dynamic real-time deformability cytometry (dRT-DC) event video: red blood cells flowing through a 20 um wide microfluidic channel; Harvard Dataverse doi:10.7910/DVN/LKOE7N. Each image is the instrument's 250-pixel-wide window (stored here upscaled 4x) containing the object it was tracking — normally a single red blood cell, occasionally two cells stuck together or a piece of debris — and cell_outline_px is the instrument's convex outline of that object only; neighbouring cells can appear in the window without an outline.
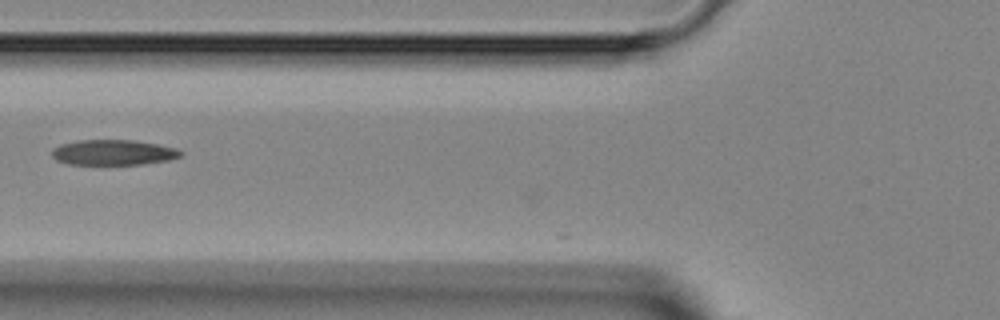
{"species": "Egyptian fruit bat (a non-hibernating species)", "species_latin": "Rousettus aegyptiacus", "temperature_condition": "room temperature", "stored_images_in_passage": 26, "camera_frame_rate_fps": 3000, "um_per_image_px": 0.085, "animal": {"sex": "female"}, "frame": {"image": 1, "passage_image": 2, "time_ms": 0.333, "image_size_px": [1000, 320], "cell_outline_px": [[184, 156], [168, 160], [140, 164], [68, 164], [56, 160], [52, 156], [52, 148], [60, 144], [80, 140], [132, 140], [156, 144], [176, 148], [184, 152]], "centroid_in_image_um": [9.63, 12.95], "position_along_channel_um": 116.2, "area_um2": 19.02}}
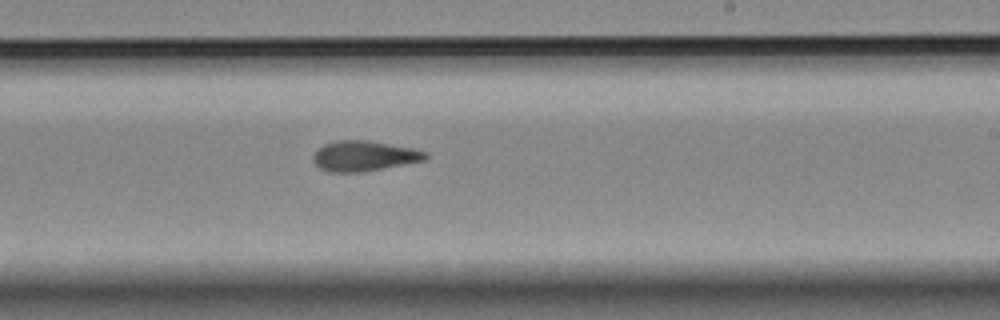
{"frame": {"image": 2, "passage_image": 12, "time_ms": 3.667, "image_size_px": [1000, 320], "cell_outline_px": [[428, 160], [360, 172], [328, 172], [320, 168], [312, 160], [312, 156], [324, 144], [336, 140], [368, 140], [412, 148], [428, 152]], "centroid_in_image_um": [30.96, 13.25], "position_along_channel_um": 258.0, "area_um2": 19.83}}
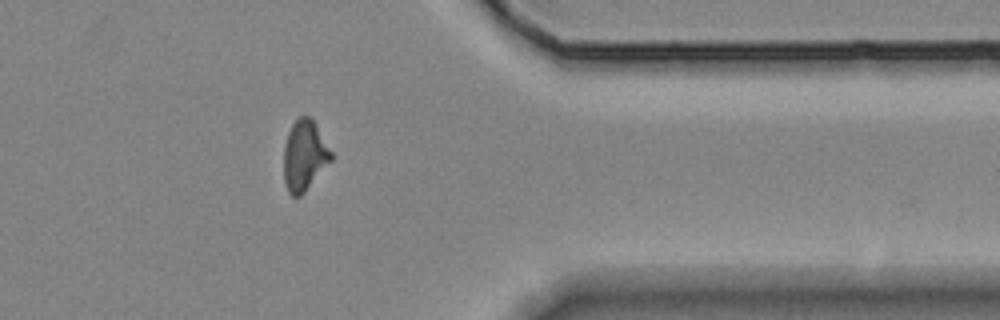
{"frame": {"image": 3, "passage_image": 22, "time_ms": 7.0, "image_size_px": [1000, 320], "cell_outline_px": [[332, 160], [304, 192], [300, 196], [292, 196], [288, 192], [284, 180], [284, 144], [288, 132], [292, 124], [300, 116], [308, 116], [316, 124], [332, 152]], "centroid_in_image_um": [25.87, 13.22], "position_along_channel_um": 385.5, "area_um2": 19.31}}